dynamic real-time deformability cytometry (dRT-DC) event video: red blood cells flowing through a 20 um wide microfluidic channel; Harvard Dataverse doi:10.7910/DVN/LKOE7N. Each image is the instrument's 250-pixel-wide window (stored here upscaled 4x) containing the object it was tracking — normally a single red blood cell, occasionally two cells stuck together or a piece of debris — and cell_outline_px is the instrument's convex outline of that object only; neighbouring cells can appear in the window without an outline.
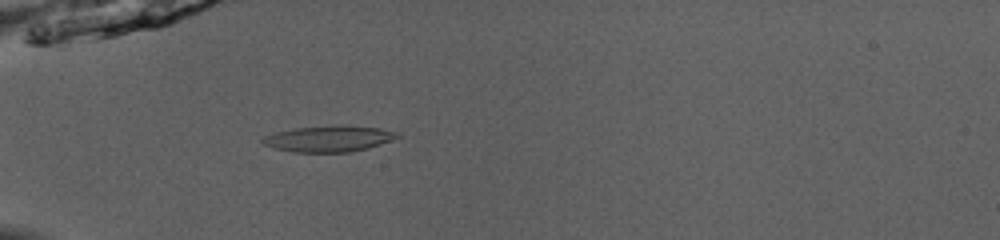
{"species": "common noctule bat (a hibernating species)", "species_latin": "Nyctalus noctula", "temperature_condition": "room temperature", "stored_images_in_passage": 32, "camera_frame_rate_fps": 3000, "um_per_image_px": 0.085, "animal": {"sex": "male", "body_mass_g": 13.0, "forearm_length_mm": 53.1}, "frame": {"image": 1, "passage_image": 1, "time_ms": 0.0, "image_size_px": [1000, 240], "cell_outline_px": [[400, 136], [380, 144], [368, 148], [348, 152], [292, 152], [276, 148], [264, 144], [260, 140], [264, 136], [276, 132], [296, 128], [336, 124], [380, 128], [396, 132]], "centroid_in_image_um": [27.93, 11.78], "position_along_channel_um": 57.1, "area_um2": 20.4}}
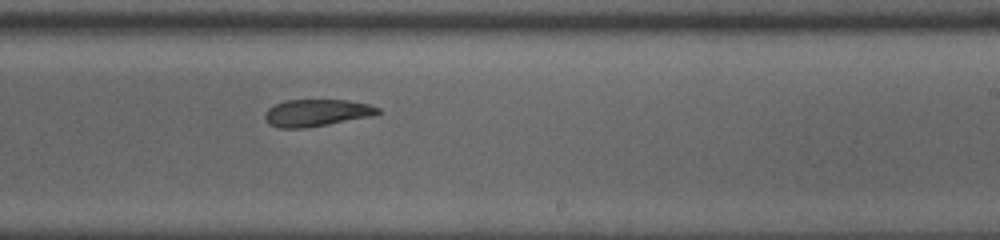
{"frame": {"image": 2, "passage_image": 17, "time_ms": 5.333, "image_size_px": [1000, 240], "cell_outline_px": [[380, 112], [372, 116], [328, 124], [304, 128], [280, 128], [268, 124], [264, 116], [268, 108], [284, 100], [344, 100], [368, 104], [380, 108]], "centroid_in_image_um": [26.89, 9.59], "position_along_channel_um": 262.1, "area_um2": 17.69}}
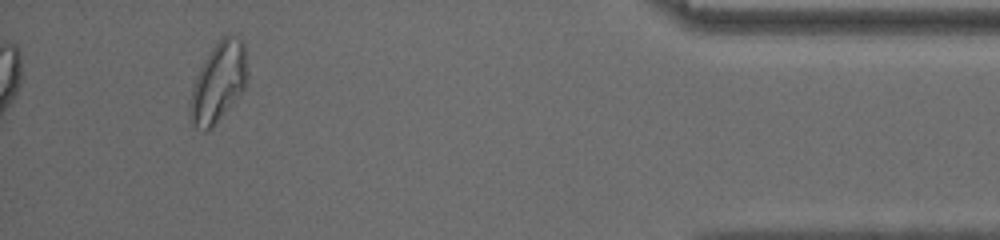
{"frame": {"image": 3, "passage_image": 32, "time_ms": 10.333, "image_size_px": [1000, 240], "cell_outline_px": [[248, 80], [244, 88], [232, 104], [212, 128], [204, 132], [196, 128], [192, 124], [188, 108], [188, 104], [192, 88], [196, 76], [204, 60], [212, 48], [224, 36], [240, 36], [244, 44], [248, 72]], "centroid_in_image_um": [18.56, 7.02], "position_along_channel_um": 416.6, "area_um2": 26.7}, "authors_computed_cell_mechanics": {"area_um2": 18.7272, "velocity_mm_per_s": 4.0363, "shape_relaxation_time_tau1_ms": null, "shape_relaxation_time_tau2_ms": 5.0893, "deformation_change_tau1": null, "deformation_change_tau2": 0.0904}}